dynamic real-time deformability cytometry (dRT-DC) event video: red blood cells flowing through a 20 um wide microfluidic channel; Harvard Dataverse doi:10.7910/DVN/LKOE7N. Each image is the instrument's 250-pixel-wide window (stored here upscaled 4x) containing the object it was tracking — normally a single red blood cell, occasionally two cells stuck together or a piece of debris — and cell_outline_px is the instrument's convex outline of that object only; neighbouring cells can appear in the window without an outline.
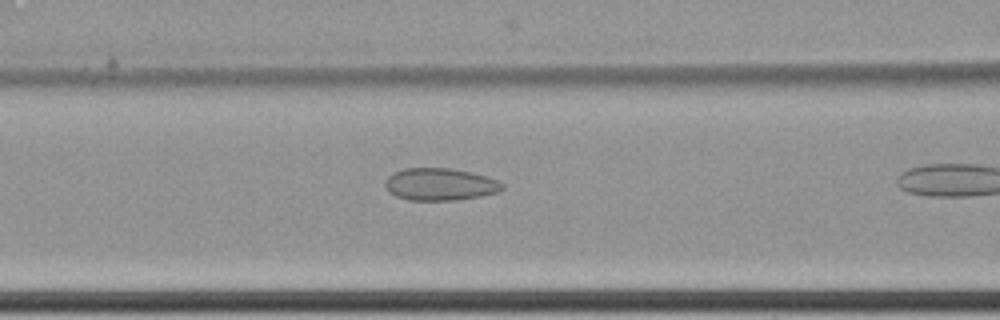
{"species": "common noctule bat (a hibernating species)", "species_latin": "Nyctalus noctula", "temperature_condition": "cold", "stored_images_in_passage": 4, "camera_frame_rate_fps": 3000, "um_per_image_px": 0.085, "animal": {"sex": "female", "body_mass_g": 22.7, "forearm_length_mm": 54.2}, "frame": {"image": 1, "passage_image": 3, "time_ms": 0.667, "image_size_px": [1000, 320], "cell_outline_px": [[504, 188], [500, 192], [480, 196], [456, 200], [408, 200], [396, 196], [388, 192], [384, 184], [384, 180], [392, 172], [404, 168], [452, 168], [500, 180], [504, 184]], "centroid_in_image_um": [37.38, 15.67], "position_along_channel_um": 129.2, "area_um2": 22.25}}